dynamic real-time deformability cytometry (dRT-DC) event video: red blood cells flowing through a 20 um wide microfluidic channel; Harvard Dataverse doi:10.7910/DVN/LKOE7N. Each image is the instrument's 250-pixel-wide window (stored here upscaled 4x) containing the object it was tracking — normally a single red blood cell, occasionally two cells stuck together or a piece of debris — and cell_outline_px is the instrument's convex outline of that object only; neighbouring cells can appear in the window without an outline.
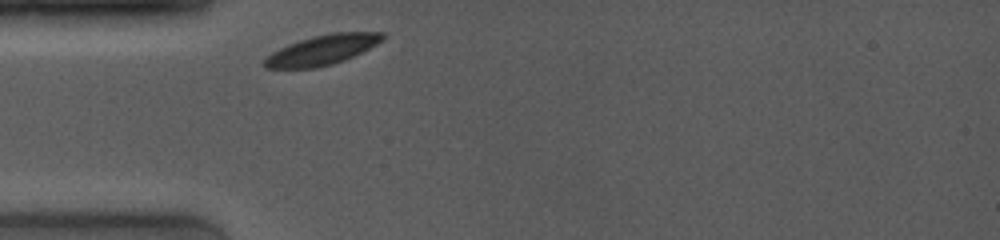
{"species": "common noctule bat (a hibernating species)", "species_latin": "Nyctalus noctula", "temperature_condition": "room temperature", "stored_images_in_passage": 17, "camera_frame_rate_fps": 4000, "um_per_image_px": 0.085, "animal": {"sex": "female", "body_mass_g": 19.0, "forearm_length_mm": 53.3}, "frame": {"image": 1, "passage_image": 1, "time_ms": 0.0, "image_size_px": [1000, 240], "cell_outline_px": [[384, 40], [344, 60], [332, 64], [316, 68], [264, 68], [264, 60], [272, 52], [288, 44], [312, 36], [332, 32], [384, 32]], "centroid_in_image_um": [27.38, 4.24], "position_along_channel_um": 57.6, "area_um2": 20.35}}
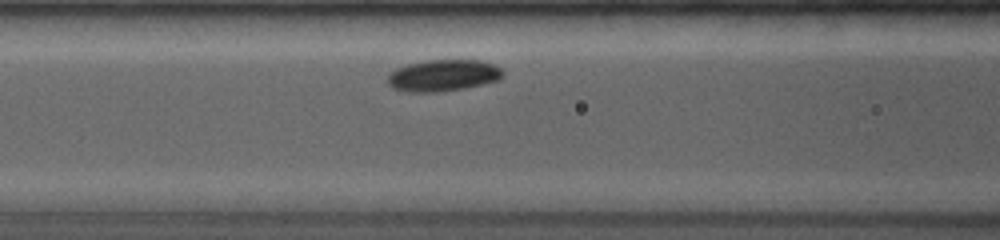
{"frame": {"image": 2, "passage_image": 5, "time_ms": 2.0, "image_size_px": [1000, 240], "cell_outline_px": [[504, 76], [500, 80], [464, 88], [436, 92], [404, 92], [392, 88], [388, 84], [388, 76], [396, 68], [408, 64], [424, 60], [480, 60], [496, 64], [504, 72]], "centroid_in_image_um": [37.69, 6.41], "position_along_channel_um": 128.9, "area_um2": 21.44}}
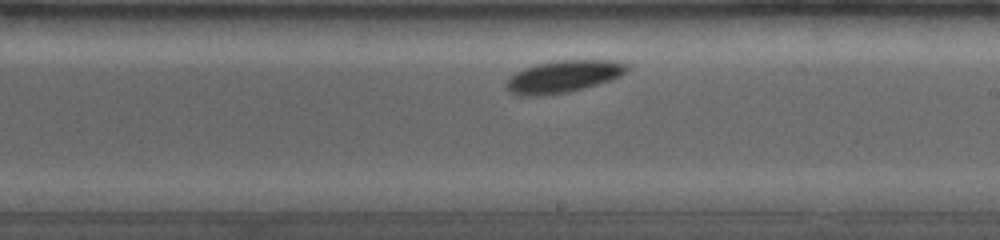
{"frame": {"image": 3, "passage_image": 15, "time_ms": 5.0, "image_size_px": [1000, 240], "cell_outline_px": [[628, 68], [620, 76], [596, 84], [568, 92], [540, 96], [516, 96], [504, 84], [508, 76], [524, 68], [536, 64], [556, 60], [616, 60], [628, 64]], "centroid_in_image_um": [47.83, 6.5], "position_along_channel_um": 241.2, "area_um2": 22.6}}